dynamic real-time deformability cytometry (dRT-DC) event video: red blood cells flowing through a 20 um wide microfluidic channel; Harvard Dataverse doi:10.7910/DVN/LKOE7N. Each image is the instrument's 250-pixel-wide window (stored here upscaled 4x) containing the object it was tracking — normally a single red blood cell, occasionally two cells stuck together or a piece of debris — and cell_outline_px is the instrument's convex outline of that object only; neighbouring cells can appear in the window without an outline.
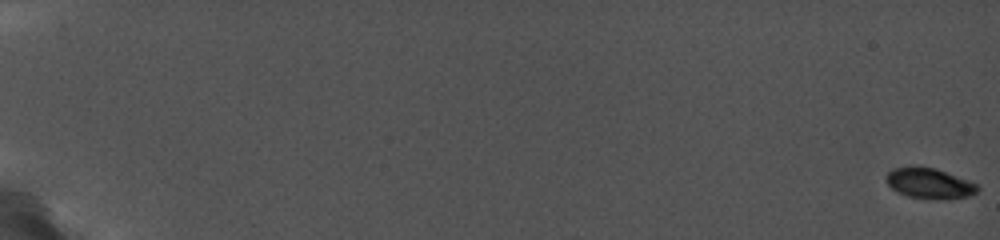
{"species": "common noctule bat (a hibernating species)", "species_latin": "Nyctalus noctula", "temperature_condition": "cold", "stored_images_in_passage": 42, "camera_frame_rate_fps": 5000, "um_per_image_px": 0.085, "animal": {"sex": "female", "body_mass_g": 19.0, "forearm_length_mm": 56.7}, "frame": {"image": 1, "passage_image": 1, "time_ms": 0.0, "image_size_px": [1000, 240], "cell_outline_px": [[976, 192], [968, 196], [908, 196], [896, 192], [888, 184], [888, 172], [896, 168], [932, 168], [944, 172], [976, 184]], "centroid_in_image_um": [78.93, 15.56], "position_along_channel_um": 6.1, "area_um2": 14.45}}
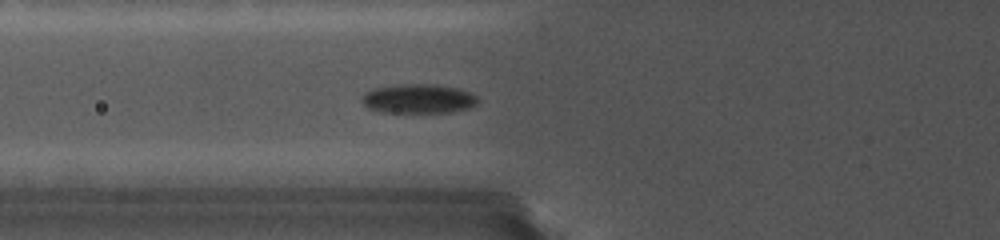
{"frame": {"image": 2, "passage_image": 22, "time_ms": 8.4, "image_size_px": [1000, 240], "cell_outline_px": [[480, 100], [476, 104], [468, 108], [452, 112], [384, 112], [368, 108], [360, 100], [360, 96], [364, 92], [372, 88], [404, 84], [428, 84], [456, 88], [468, 92], [476, 96]], "centroid_in_image_um": [35.52, 8.39], "position_along_channel_um": 90.3, "area_um2": 19.71}}
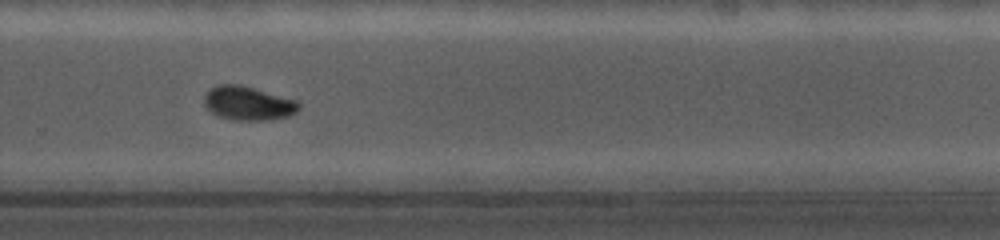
{"frame": {"image": 3, "passage_image": 37, "time_ms": 14.2, "image_size_px": [1000, 240], "cell_outline_px": [[300, 108], [296, 112], [288, 116], [272, 120], [232, 120], [216, 116], [204, 104], [204, 100], [208, 92], [212, 88], [220, 84], [232, 84], [252, 88], [296, 100], [300, 104]], "centroid_in_image_um": [21.1, 8.81], "position_along_channel_um": 308.7, "area_um2": 18.38}}